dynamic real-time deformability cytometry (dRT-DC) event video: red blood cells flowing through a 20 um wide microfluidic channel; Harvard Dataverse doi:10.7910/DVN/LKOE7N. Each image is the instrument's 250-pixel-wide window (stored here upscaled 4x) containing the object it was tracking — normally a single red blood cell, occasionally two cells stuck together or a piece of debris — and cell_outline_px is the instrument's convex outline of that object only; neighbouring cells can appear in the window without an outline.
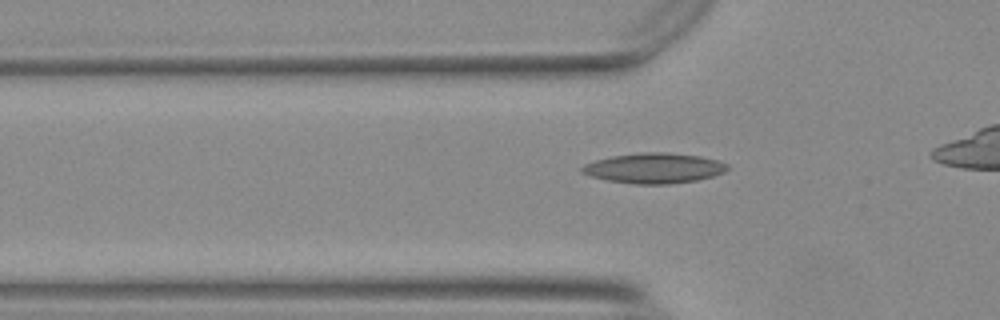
{"species": "Egyptian fruit bat (a non-hibernating species)", "species_latin": "Rousettus aegyptiacus", "temperature_condition": "warm", "stored_images_in_passage": 35, "camera_frame_rate_fps": 3000, "um_per_image_px": 0.085, "animal": {"sex": "female"}, "frame": {"image": 1, "passage_image": 8, "time_ms": 2.333, "image_size_px": [1000, 320], "cell_outline_px": [[728, 168], [724, 172], [712, 176], [696, 180], [668, 184], [632, 184], [604, 180], [580, 172], [580, 168], [584, 164], [596, 160], [612, 156], [640, 152], [668, 152], [700, 156], [716, 160], [728, 164]], "centroid_in_image_um": [55.56, 14.29], "position_along_channel_um": 70.2, "area_um2": 25.66}}
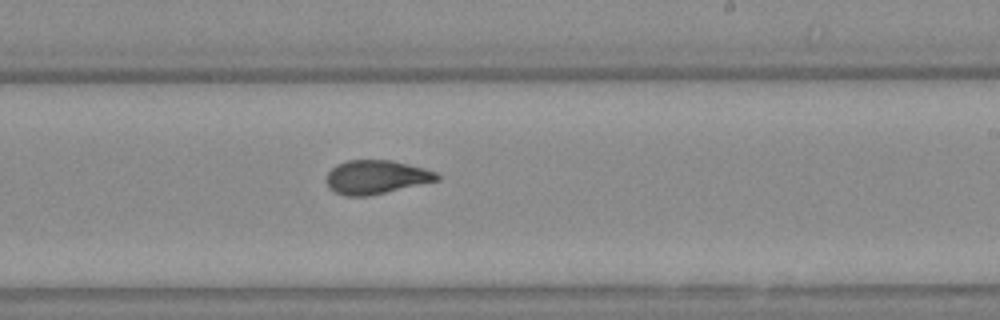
{"frame": {"image": 2, "passage_image": 23, "time_ms": 7.333, "image_size_px": [1000, 320], "cell_outline_px": [[440, 180], [368, 196], [344, 196], [332, 192], [328, 188], [324, 180], [328, 172], [336, 164], [348, 160], [392, 160], [424, 168], [436, 172], [440, 176]], "centroid_in_image_um": [31.92, 15.06], "position_along_channel_um": 257.1, "area_um2": 22.02}}
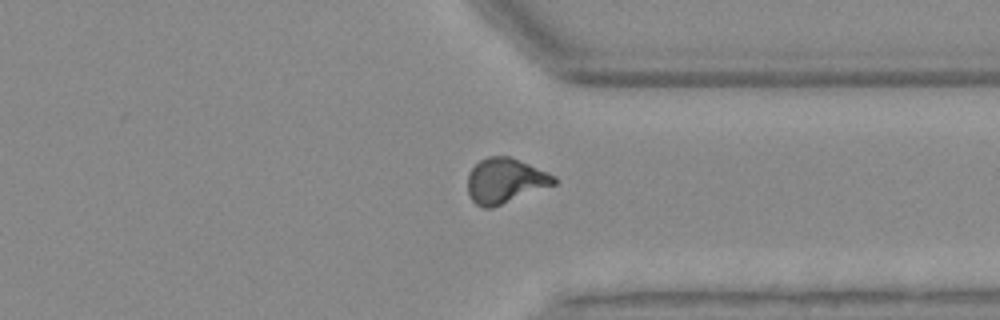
{"frame": {"image": 3, "passage_image": 32, "time_ms": 10.333, "image_size_px": [1000, 320], "cell_outline_px": [[556, 184], [492, 208], [484, 208], [476, 204], [468, 196], [468, 176], [472, 168], [480, 160], [488, 156], [508, 156], [548, 172], [556, 176]], "centroid_in_image_um": [42.93, 15.37], "position_along_channel_um": 368.5, "area_um2": 22.54}}